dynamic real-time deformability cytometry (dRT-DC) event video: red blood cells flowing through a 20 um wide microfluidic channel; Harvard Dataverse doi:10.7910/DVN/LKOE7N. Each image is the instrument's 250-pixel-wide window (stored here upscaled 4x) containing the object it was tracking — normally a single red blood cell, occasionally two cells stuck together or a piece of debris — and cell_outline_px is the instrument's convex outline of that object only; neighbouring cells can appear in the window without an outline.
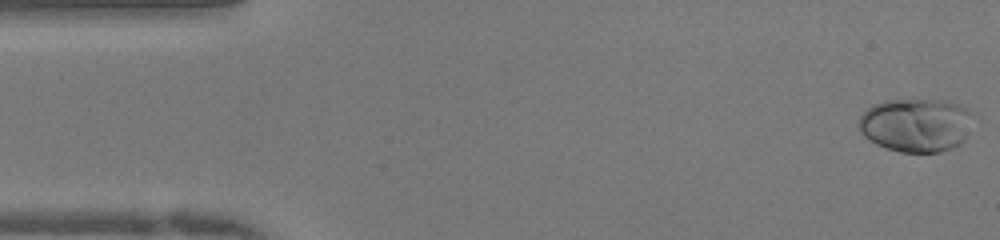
{"species": "human", "species_latin": "Homo sapiens", "temperature_condition": "warm", "stored_images_in_passage": 49, "camera_frame_rate_fps": 3000, "um_per_image_px": 0.085, "donor": {"sex": "female"}, "frame": {"image": 1, "passage_image": 1, "time_ms": 0.0, "image_size_px": [1000, 240], "cell_outline_px": [[972, 112], [968, 136], [960, 144], [952, 148], [940, 152], [900, 152], [876, 144], [868, 140], [860, 132], [856, 124], [860, 116], [872, 104], [884, 100], [944, 100], [960, 104], [968, 108]], "centroid_in_image_um": [77.85, 10.62], "position_along_channel_um": 7.1, "area_um2": 36.18}}
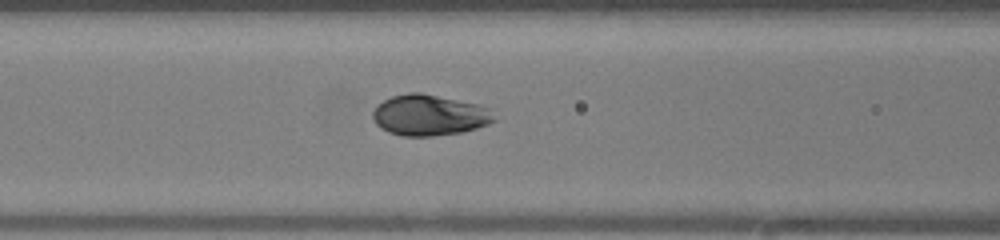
{"frame": {"image": 2, "passage_image": 19, "time_ms": 6.0, "image_size_px": [1000, 240], "cell_outline_px": [[496, 120], [488, 124], [476, 128], [460, 132], [432, 136], [404, 136], [388, 132], [380, 128], [376, 124], [372, 116], [372, 112], [376, 104], [392, 96], [408, 92], [420, 92], [476, 104], [492, 108]], "centroid_in_image_um": [36.47, 9.78], "position_along_channel_um": 130.1, "area_um2": 29.02}}
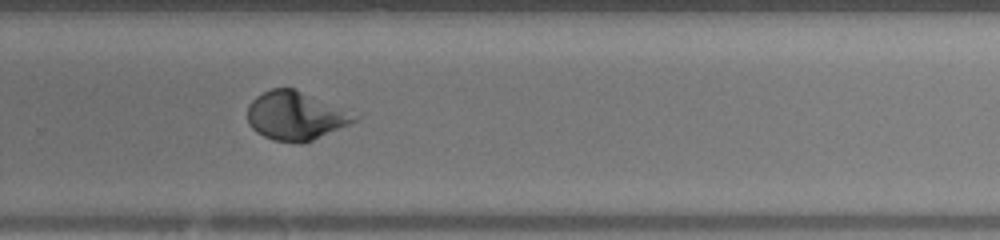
{"frame": {"image": 3, "passage_image": 32, "time_ms": 10.333, "image_size_px": [1000, 240], "cell_outline_px": [[360, 120], [304, 144], [300, 144], [272, 140], [256, 132], [248, 124], [248, 104], [256, 96], [272, 88], [292, 88], [360, 116]], "centroid_in_image_um": [25.11, 9.88], "position_along_channel_um": 304.7, "area_um2": 30.17}, "authors_computed_cell_mechanics": {"area_um2": 29.8248, "velocity_mm_per_s": 4.0375, "shape_relaxation_time_tau1_ms": 2.7403, "shape_relaxation_time_tau2_ms": null, "deformation_change_tau1": 0.1525, "deformation_change_tau2": null}}